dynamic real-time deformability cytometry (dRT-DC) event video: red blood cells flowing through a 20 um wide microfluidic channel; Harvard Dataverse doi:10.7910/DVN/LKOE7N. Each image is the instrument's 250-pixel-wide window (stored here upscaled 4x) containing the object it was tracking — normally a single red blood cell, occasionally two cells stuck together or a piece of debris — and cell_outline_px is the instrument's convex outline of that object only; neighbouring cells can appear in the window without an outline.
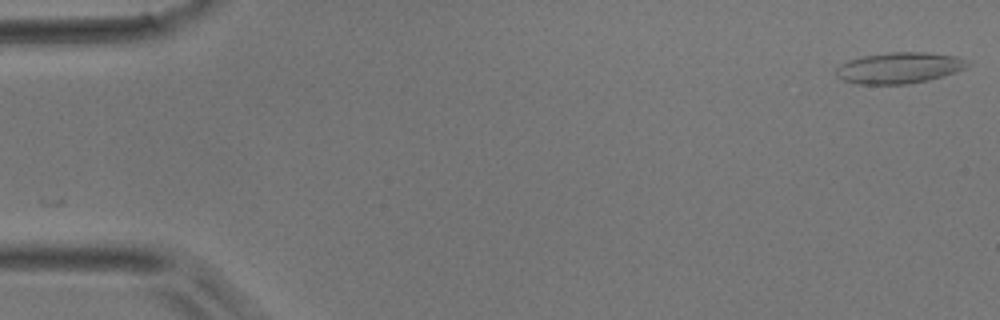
{"species": "common noctule bat (a hibernating species)", "species_latin": "Nyctalus noctula", "temperature_condition": "room temperature", "stored_images_in_passage": 48, "camera_frame_rate_fps": 3000, "um_per_image_px": 0.085, "animal": {"sex": "male", "body_mass_g": 17.9}, "frame": {"image": 1, "passage_image": 1, "time_ms": 0.0, "image_size_px": [1000, 320], "cell_outline_px": [[968, 64], [964, 68], [956, 72], [928, 80], [908, 84], [856, 84], [844, 80], [836, 76], [836, 68], [840, 64], [848, 60], [864, 56], [888, 52], [924, 52], [956, 56], [964, 60]], "centroid_in_image_um": [76.38, 5.77], "position_along_channel_um": 8.6, "area_um2": 23.64}}
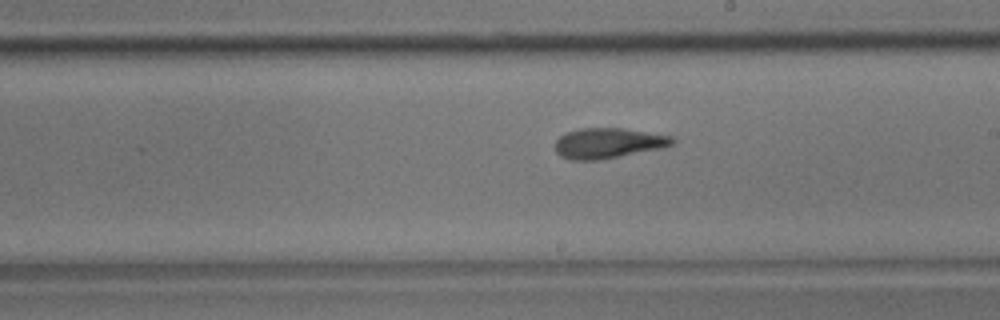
{"frame": {"image": 2, "passage_image": 27, "time_ms": 8.667, "image_size_px": [1000, 320], "cell_outline_px": [[676, 144], [664, 148], [600, 160], [572, 160], [560, 156], [556, 152], [556, 140], [560, 136], [568, 132], [580, 128], [624, 128], [672, 136], [676, 140]], "centroid_in_image_um": [51.75, 12.17], "position_along_channel_um": 237.3, "area_um2": 20.92}}
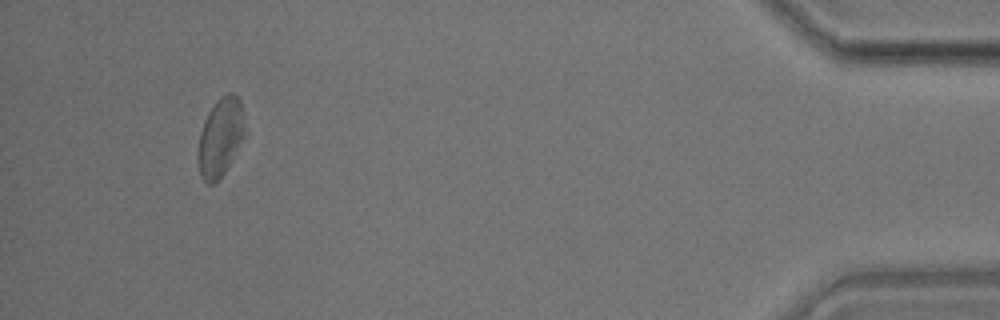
{"frame": {"image": 3, "passage_image": 45, "time_ms": 14.667, "image_size_px": [1000, 320], "cell_outline_px": [[244, 136], [224, 172], [212, 184], [208, 184], [200, 176], [200, 132], [204, 120], [208, 112], [216, 100], [228, 92], [232, 92], [240, 100], [244, 128]], "centroid_in_image_um": [18.74, 11.61], "position_along_channel_um": 416.5, "area_um2": 20.46}}